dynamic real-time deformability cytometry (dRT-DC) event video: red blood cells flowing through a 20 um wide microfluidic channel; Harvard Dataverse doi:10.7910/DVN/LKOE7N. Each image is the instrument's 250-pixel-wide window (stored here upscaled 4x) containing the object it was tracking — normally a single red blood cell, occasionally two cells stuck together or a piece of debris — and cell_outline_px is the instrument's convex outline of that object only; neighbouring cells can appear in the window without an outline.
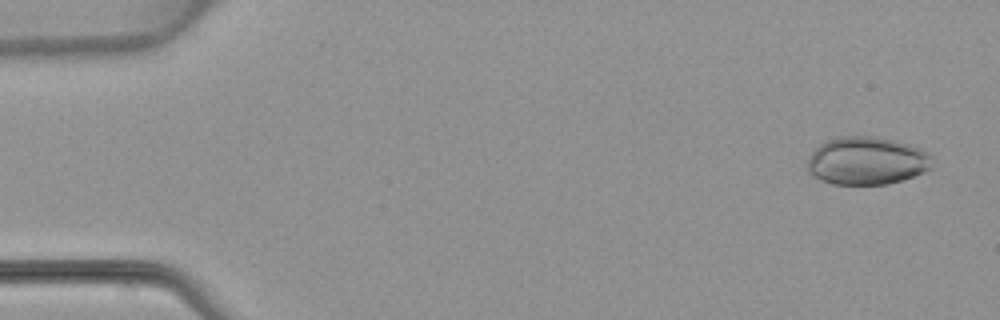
{"species": "common noctule bat (a hibernating species)", "species_latin": "Nyctalus noctula", "temperature_condition": "warm", "stored_images_in_passage": 4, "camera_frame_rate_fps": 3000, "um_per_image_px": 0.085, "animal": {"sex": "female", "body_mass_g": 22.7, "forearm_length_mm": 54.2}, "frame": {"image": 1, "passage_image": 1, "time_ms": 0.0, "image_size_px": [1000, 320], "cell_outline_px": [[932, 168], [924, 172], [888, 184], [832, 184], [820, 180], [808, 172], [808, 156], [820, 144], [828, 140], [840, 136], [872, 136], [892, 140], [920, 148], [928, 152], [932, 156]], "centroid_in_image_um": [73.67, 13.67], "position_along_channel_um": 11.3, "area_um2": 34.8}}